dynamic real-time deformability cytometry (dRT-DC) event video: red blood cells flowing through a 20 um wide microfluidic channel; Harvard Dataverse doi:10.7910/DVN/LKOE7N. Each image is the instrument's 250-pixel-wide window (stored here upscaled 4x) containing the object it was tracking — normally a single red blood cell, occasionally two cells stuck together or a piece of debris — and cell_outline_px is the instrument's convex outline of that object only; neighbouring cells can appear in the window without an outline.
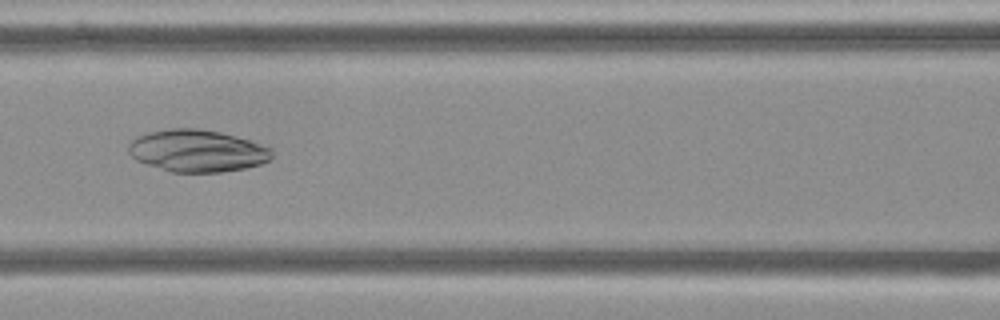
{"species": "Egyptian fruit bat (a non-hibernating species)", "species_latin": "Rousettus aegyptiacus", "temperature_condition": "cold", "stored_images_in_passage": 4, "camera_frame_rate_fps": 3000, "um_per_image_px": 0.085, "frame": {"image": 1, "passage_image": 3, "time_ms": 2.333, "image_size_px": [1000, 320], "cell_outline_px": [[272, 156], [268, 160], [260, 164], [244, 168], [220, 172], [172, 172], [136, 160], [128, 152], [128, 144], [136, 136], [148, 132], [172, 128], [196, 128], [220, 132], [252, 140], [272, 148]], "centroid_in_image_um": [16.76, 12.8], "position_along_channel_um": 149.8, "area_um2": 35.2}}
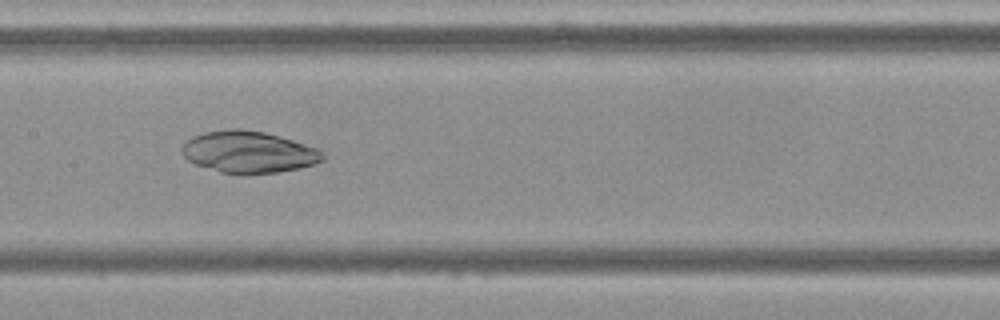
{"frame": {"image": 2, "passage_image": 4, "time_ms": 3.333, "image_size_px": [1000, 320], "cell_outline_px": [[324, 160], [316, 164], [300, 168], [276, 172], [240, 176], [220, 172], [196, 164], [188, 160], [180, 152], [180, 148], [192, 136], [204, 132], [228, 128], [240, 128], [264, 132], [320, 148], [324, 152]], "centroid_in_image_um": [21.14, 12.93], "position_along_channel_um": 186.3, "area_um2": 34.85}}